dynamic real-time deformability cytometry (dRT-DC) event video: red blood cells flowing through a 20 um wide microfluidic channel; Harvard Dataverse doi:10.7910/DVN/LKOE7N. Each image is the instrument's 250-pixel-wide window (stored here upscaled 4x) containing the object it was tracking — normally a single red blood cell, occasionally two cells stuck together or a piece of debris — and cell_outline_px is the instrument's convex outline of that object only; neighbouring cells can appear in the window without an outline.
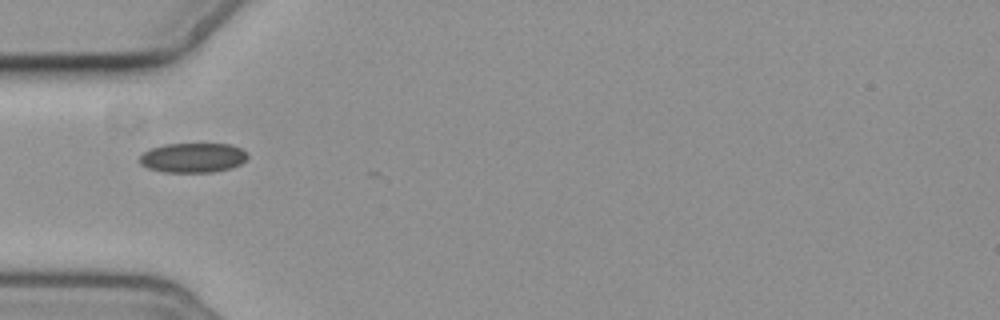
{"species": "common noctule bat (a hibernating species)", "species_latin": "Nyctalus noctula", "temperature_condition": "cold", "stored_images_in_passage": 4, "camera_frame_rate_fps": 3000, "um_per_image_px": 0.085, "animal": {"sex": "female", "body_mass_g": 19.3, "forearm_length_mm": 54.1}, "frame": {"image": 1, "passage_image": 1, "time_ms": 0.0, "image_size_px": [1000, 320], "cell_outline_px": [[248, 156], [240, 164], [232, 168], [212, 172], [164, 172], [148, 168], [140, 164], [140, 156], [144, 152], [152, 148], [164, 144], [232, 144], [240, 148]], "centroid_in_image_um": [16.39, 13.41], "position_along_channel_um": 68.6, "area_um2": 18.55}}
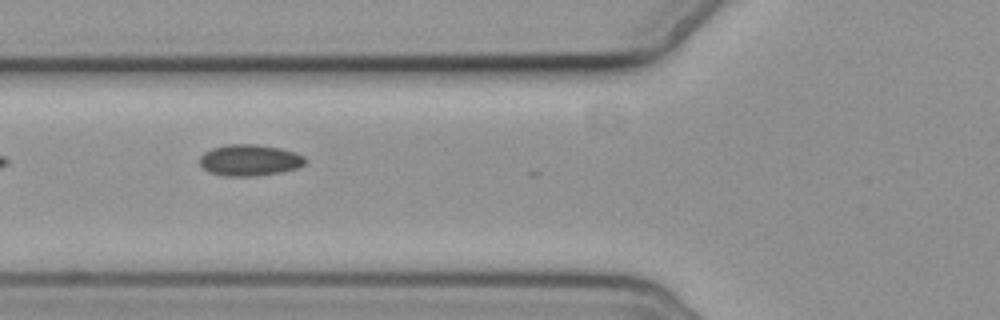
{"frame": {"image": 2, "passage_image": 2, "time_ms": 1.0, "image_size_px": [1000, 320], "cell_outline_px": [[308, 160], [304, 164], [296, 168], [280, 172], [256, 176], [228, 176], [208, 172], [200, 164], [200, 156], [204, 152], [212, 148], [228, 144], [256, 144], [280, 148], [304, 156]], "centroid_in_image_um": [21.21, 13.61], "position_along_channel_um": 104.6, "area_um2": 19.19}}
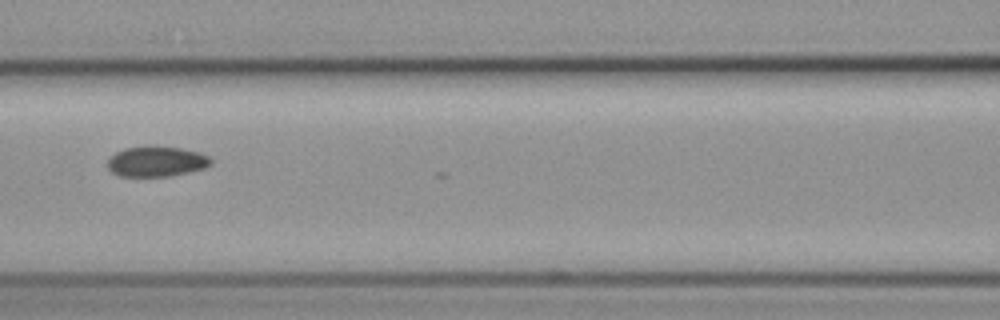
{"frame": {"image": 3, "passage_image": 3, "time_ms": 2.333, "image_size_px": [1000, 320], "cell_outline_px": [[212, 164], [204, 168], [188, 172], [168, 176], [120, 176], [112, 172], [108, 168], [108, 160], [116, 152], [124, 148], [144, 144], [152, 144], [180, 148], [200, 152], [208, 156], [212, 160]], "centroid_in_image_um": [13.3, 13.69], "position_along_channel_um": 153.3, "area_um2": 18.61}}